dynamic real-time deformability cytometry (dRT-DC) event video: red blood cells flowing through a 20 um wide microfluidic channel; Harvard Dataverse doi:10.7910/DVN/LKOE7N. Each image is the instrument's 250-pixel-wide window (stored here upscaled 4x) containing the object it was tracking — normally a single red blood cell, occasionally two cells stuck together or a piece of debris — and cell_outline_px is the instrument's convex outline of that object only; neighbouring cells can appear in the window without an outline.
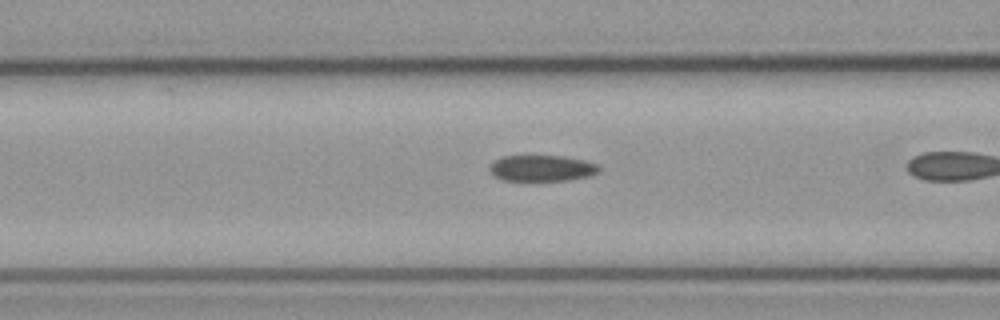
{"species": "common noctule bat (a hibernating species)", "species_latin": "Nyctalus noctula", "temperature_condition": "cold", "stored_images_in_passage": 15, "camera_frame_rate_fps": 3000, "um_per_image_px": 0.085, "animal": {"sex": "male", "body_mass_g": 23.1, "forearm_length_mm": 52.7}, "frame": {"image": 1, "passage_image": 3, "time_ms": 0.667, "image_size_px": [1000, 320], "cell_outline_px": [[600, 168], [596, 172], [588, 176], [568, 180], [504, 180], [496, 176], [488, 168], [496, 160], [504, 156], [564, 156], [584, 160], [596, 164]], "centroid_in_image_um": [46.06, 14.29], "position_along_channel_um": 120.5, "area_um2": 16.24}}
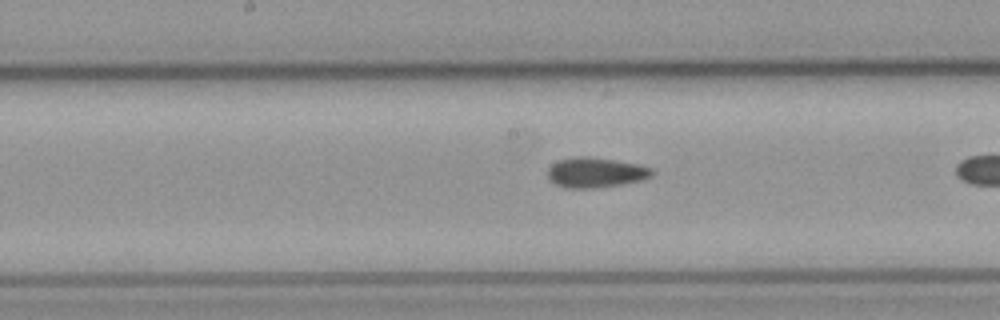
{"frame": {"image": 2, "passage_image": 9, "time_ms": 2.667, "image_size_px": [1000, 320], "cell_outline_px": [[652, 176], [640, 180], [620, 184], [592, 188], [564, 188], [548, 180], [548, 168], [552, 164], [560, 160], [580, 156], [588, 156], [636, 164], [652, 168]], "centroid_in_image_um": [50.58, 14.67], "position_along_channel_um": 197.6, "area_um2": 17.98}}